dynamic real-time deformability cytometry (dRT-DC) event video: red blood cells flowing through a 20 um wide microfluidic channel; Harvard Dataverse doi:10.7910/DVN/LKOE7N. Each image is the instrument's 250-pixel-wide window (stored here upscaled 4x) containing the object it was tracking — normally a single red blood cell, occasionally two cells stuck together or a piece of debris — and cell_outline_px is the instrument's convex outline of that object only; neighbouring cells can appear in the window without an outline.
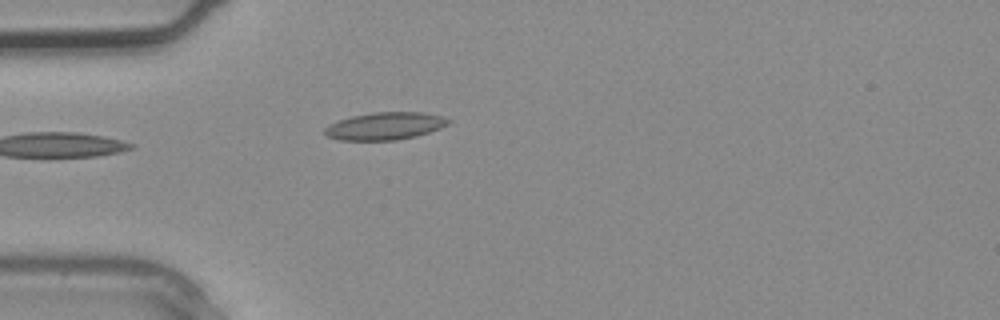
{"species": "common noctule bat (a hibernating species)", "species_latin": "Nyctalus noctula", "temperature_condition": "warm", "stored_images_in_passage": 2, "camera_frame_rate_fps": 3000, "um_per_image_px": 0.085, "animal": {"sex": "male", "body_mass_g": 20.4}, "frame": {"image": 1, "passage_image": 2, "time_ms": 0.333, "image_size_px": [1000, 320], "cell_outline_px": [[452, 120], [448, 124], [440, 128], [416, 136], [396, 140], [340, 140], [328, 136], [324, 132], [324, 128], [328, 124], [352, 116], [372, 112], [424, 112], [444, 116]], "centroid_in_image_um": [32.75, 10.7], "position_along_channel_um": 52.3, "area_um2": 19.83}}